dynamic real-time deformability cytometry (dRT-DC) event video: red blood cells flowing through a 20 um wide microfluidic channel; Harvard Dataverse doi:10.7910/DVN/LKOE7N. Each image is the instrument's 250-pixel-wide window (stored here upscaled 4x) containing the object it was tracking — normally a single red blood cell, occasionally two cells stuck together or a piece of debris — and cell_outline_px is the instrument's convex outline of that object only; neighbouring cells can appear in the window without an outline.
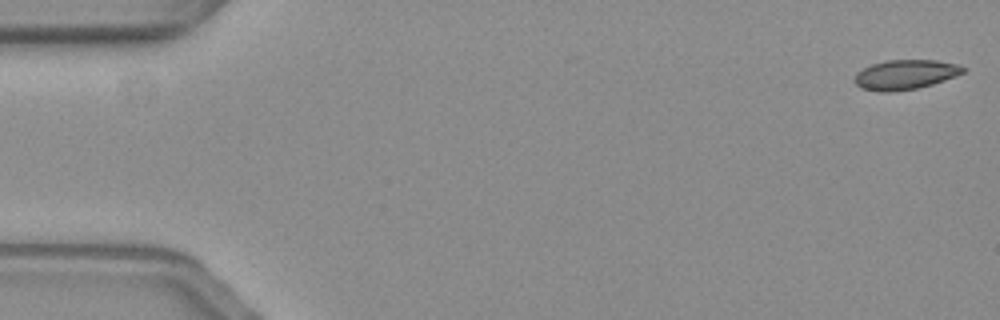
{"species": "common noctule bat (a hibernating species)", "species_latin": "Nyctalus noctula", "temperature_condition": "warm", "stored_images_in_passage": 57, "camera_frame_rate_fps": 3000, "um_per_image_px": 0.085, "animal": {"sex": "female", "body_mass_g": 19.3, "forearm_length_mm": 54.1}, "frame": {"image": 1, "passage_image": 1, "time_ms": 0.0, "image_size_px": [1000, 320], "cell_outline_px": [[964, 72], [956, 76], [932, 84], [916, 88], [888, 92], [880, 92], [860, 88], [852, 80], [856, 72], [872, 64], [888, 60], [936, 60], [960, 64], [964, 68]], "centroid_in_image_um": [76.92, 6.34], "position_along_channel_um": 8.1, "area_um2": 18.79}}
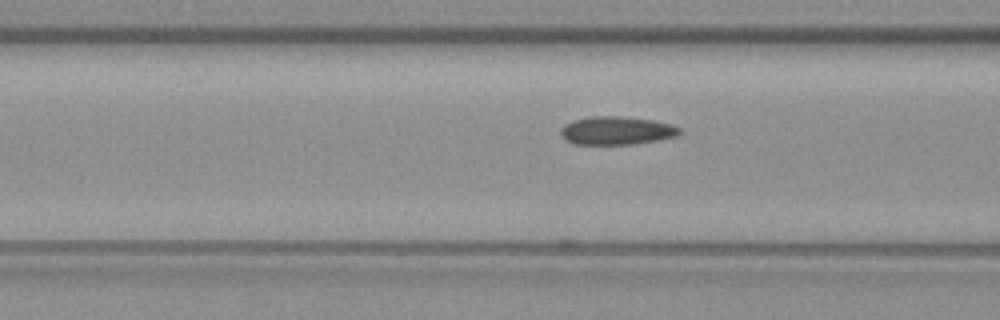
{"frame": {"image": 2, "passage_image": 22, "time_ms": 7.0, "image_size_px": [1000, 320], "cell_outline_px": [[680, 132], [676, 136], [656, 140], [632, 144], [572, 144], [564, 140], [560, 136], [560, 128], [564, 124], [572, 120], [592, 116], [620, 116], [652, 120], [672, 124], [680, 128]], "centroid_in_image_um": [52.34, 11.1], "position_along_channel_um": 114.3, "area_um2": 19.65}}
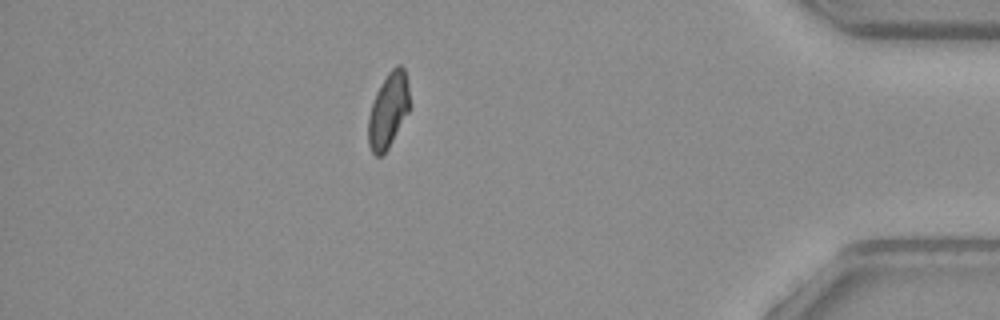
{"frame": {"image": 3, "passage_image": 50, "time_ms": 16.333, "image_size_px": [1000, 320], "cell_outline_px": [[408, 112], [388, 148], [380, 156], [376, 156], [372, 152], [368, 144], [368, 116], [376, 92], [380, 84], [388, 72], [396, 64], [400, 64], [404, 68], [408, 84]], "centroid_in_image_um": [32.98, 9.36], "position_along_channel_um": 402.2, "area_um2": 17.86}, "authors_computed_cell_mechanics": {"area_um2": 19.2474, "velocity_mm_per_s": 3.5789, "shape_relaxation_time_tau1_ms": 6.3363, "shape_relaxation_time_tau2_ms": 1.4977, "deformation_change_tau1": 0.1735, "deformation_change_tau2": 0.0821}}